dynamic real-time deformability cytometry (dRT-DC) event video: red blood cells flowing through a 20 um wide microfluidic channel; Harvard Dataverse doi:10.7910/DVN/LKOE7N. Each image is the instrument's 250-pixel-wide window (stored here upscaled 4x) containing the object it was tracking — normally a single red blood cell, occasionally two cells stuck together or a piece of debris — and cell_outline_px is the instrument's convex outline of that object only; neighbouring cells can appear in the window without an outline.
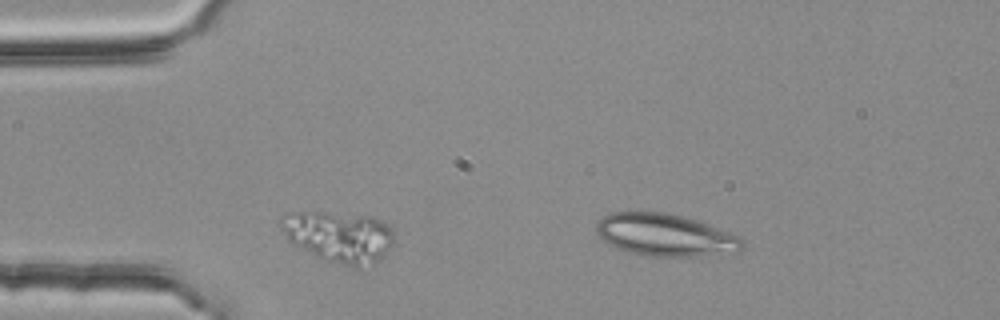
{"species": "common noctule bat (a hibernating species)", "species_latin": "Nyctalus noctula", "temperature_condition": "room temperature", "stored_images_in_passage": 2, "segment_of_instrument_passage": [2, 2], "camera_frame_rate_fps": 3000, "um_per_image_px": 0.085, "animal": {"sex": "female", "body_mass_g": 25.1}, "frame": {"image": 1, "passage_image": 2, "time_ms": 0.333, "image_size_px": [1000, 320], "cell_outline_px": [[744, 248], [740, 252], [696, 256], [648, 256], [628, 252], [616, 248], [608, 244], [596, 232], [596, 220], [612, 212], [664, 212], [680, 216], [704, 224], [736, 236], [744, 244]], "centroid_in_image_um": [56.46, 19.99], "position_along_channel_um": 28.5, "area_um2": 35.43}}